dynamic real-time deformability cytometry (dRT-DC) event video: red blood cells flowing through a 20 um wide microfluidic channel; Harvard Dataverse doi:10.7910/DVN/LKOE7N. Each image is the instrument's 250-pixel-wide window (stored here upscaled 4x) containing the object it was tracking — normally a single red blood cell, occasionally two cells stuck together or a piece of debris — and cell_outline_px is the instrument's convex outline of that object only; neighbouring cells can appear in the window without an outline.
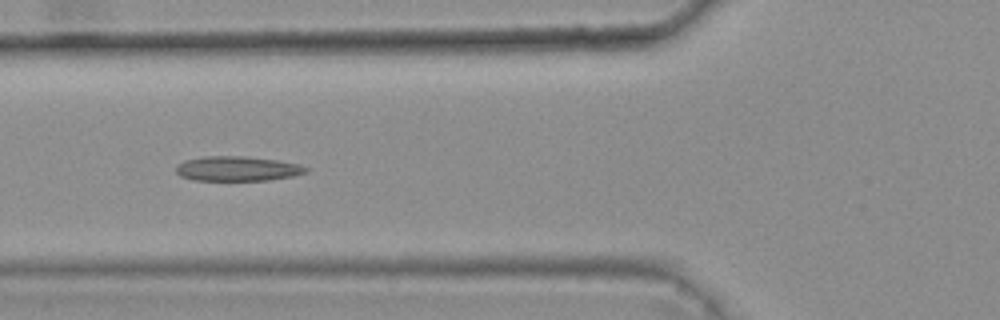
{"species": "common noctule bat (a hibernating species)", "species_latin": "Nyctalus noctula", "temperature_condition": "warm", "stored_images_in_passage": 7, "camera_frame_rate_fps": 3000, "um_per_image_px": 0.085, "animal": {"sex": "female", "body_mass_g": 25.1}, "frame": {"image": 1, "passage_image": 5, "time_ms": 1.333, "image_size_px": [1000, 320], "cell_outline_px": [[308, 172], [292, 176], [268, 180], [192, 180], [180, 176], [176, 172], [176, 164], [184, 160], [204, 156], [248, 156], [276, 160], [300, 164], [308, 168]], "centroid_in_image_um": [20.15, 14.33], "position_along_channel_um": 105.6, "area_um2": 18.84}}
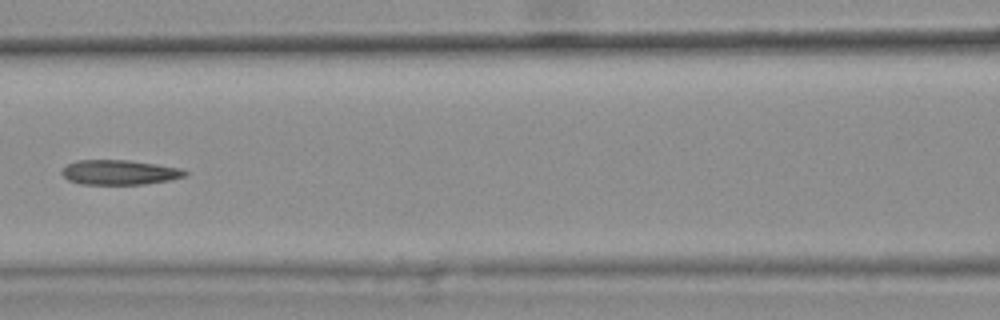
{"frame": {"image": 2, "passage_image": 6, "time_ms": 1.667, "image_size_px": [1000, 320], "cell_outline_px": [[188, 176], [168, 180], [144, 184], [80, 184], [68, 180], [60, 172], [68, 164], [76, 160], [128, 160], [156, 164], [180, 168], [188, 172]], "centroid_in_image_um": [10.16, 14.65], "position_along_channel_um": 156.4, "area_um2": 17.74}}